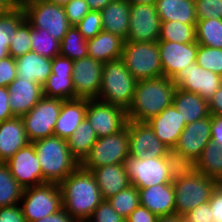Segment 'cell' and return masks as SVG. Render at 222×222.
I'll use <instances>...</instances> for the list:
<instances>
[{
    "label": "cell",
    "instance_id": "6da1fadb",
    "mask_svg": "<svg viewBox=\"0 0 222 222\" xmlns=\"http://www.w3.org/2000/svg\"><path fill=\"white\" fill-rule=\"evenodd\" d=\"M63 209L74 220H88L104 200L95 177L80 165L59 183Z\"/></svg>",
    "mask_w": 222,
    "mask_h": 222
},
{
    "label": "cell",
    "instance_id": "7a4b0ae2",
    "mask_svg": "<svg viewBox=\"0 0 222 222\" xmlns=\"http://www.w3.org/2000/svg\"><path fill=\"white\" fill-rule=\"evenodd\" d=\"M177 87L172 79L165 76L154 79L138 80L133 101L127 109L130 121L147 122L171 106Z\"/></svg>",
    "mask_w": 222,
    "mask_h": 222
},
{
    "label": "cell",
    "instance_id": "3957f363",
    "mask_svg": "<svg viewBox=\"0 0 222 222\" xmlns=\"http://www.w3.org/2000/svg\"><path fill=\"white\" fill-rule=\"evenodd\" d=\"M220 182L194 170L181 166L173 179L176 214L184 216L200 204L209 202L213 191Z\"/></svg>",
    "mask_w": 222,
    "mask_h": 222
},
{
    "label": "cell",
    "instance_id": "277c9868",
    "mask_svg": "<svg viewBox=\"0 0 222 222\" xmlns=\"http://www.w3.org/2000/svg\"><path fill=\"white\" fill-rule=\"evenodd\" d=\"M41 165L43 183H60L80 163L71 155L67 140L51 136L31 142Z\"/></svg>",
    "mask_w": 222,
    "mask_h": 222
},
{
    "label": "cell",
    "instance_id": "5b68a950",
    "mask_svg": "<svg viewBox=\"0 0 222 222\" xmlns=\"http://www.w3.org/2000/svg\"><path fill=\"white\" fill-rule=\"evenodd\" d=\"M123 165L130 185L137 189L172 183L181 167L174 157L139 159L128 156Z\"/></svg>",
    "mask_w": 222,
    "mask_h": 222
},
{
    "label": "cell",
    "instance_id": "8992f818",
    "mask_svg": "<svg viewBox=\"0 0 222 222\" xmlns=\"http://www.w3.org/2000/svg\"><path fill=\"white\" fill-rule=\"evenodd\" d=\"M136 84L137 80L122 59L103 63L98 99L127 111L133 101Z\"/></svg>",
    "mask_w": 222,
    "mask_h": 222
},
{
    "label": "cell",
    "instance_id": "52a82bcc",
    "mask_svg": "<svg viewBox=\"0 0 222 222\" xmlns=\"http://www.w3.org/2000/svg\"><path fill=\"white\" fill-rule=\"evenodd\" d=\"M121 59L137 81L163 76L158 42L125 41Z\"/></svg>",
    "mask_w": 222,
    "mask_h": 222
},
{
    "label": "cell",
    "instance_id": "ba28073f",
    "mask_svg": "<svg viewBox=\"0 0 222 222\" xmlns=\"http://www.w3.org/2000/svg\"><path fill=\"white\" fill-rule=\"evenodd\" d=\"M20 202L26 222H35L63 208L58 183H44L25 188Z\"/></svg>",
    "mask_w": 222,
    "mask_h": 222
},
{
    "label": "cell",
    "instance_id": "9c48e42d",
    "mask_svg": "<svg viewBox=\"0 0 222 222\" xmlns=\"http://www.w3.org/2000/svg\"><path fill=\"white\" fill-rule=\"evenodd\" d=\"M22 7L32 27L46 30L60 42L71 27L63 6L47 0H30Z\"/></svg>",
    "mask_w": 222,
    "mask_h": 222
},
{
    "label": "cell",
    "instance_id": "30bf717a",
    "mask_svg": "<svg viewBox=\"0 0 222 222\" xmlns=\"http://www.w3.org/2000/svg\"><path fill=\"white\" fill-rule=\"evenodd\" d=\"M129 156L128 128L105 137L97 138L91 150L80 163L86 170L111 164H123Z\"/></svg>",
    "mask_w": 222,
    "mask_h": 222
},
{
    "label": "cell",
    "instance_id": "8fae6325",
    "mask_svg": "<svg viewBox=\"0 0 222 222\" xmlns=\"http://www.w3.org/2000/svg\"><path fill=\"white\" fill-rule=\"evenodd\" d=\"M211 115L187 124L183 129L172 156L180 166H192L211 141Z\"/></svg>",
    "mask_w": 222,
    "mask_h": 222
},
{
    "label": "cell",
    "instance_id": "7c38bea8",
    "mask_svg": "<svg viewBox=\"0 0 222 222\" xmlns=\"http://www.w3.org/2000/svg\"><path fill=\"white\" fill-rule=\"evenodd\" d=\"M63 101L43 96L26 115L21 117L29 142L54 136Z\"/></svg>",
    "mask_w": 222,
    "mask_h": 222
},
{
    "label": "cell",
    "instance_id": "4fadbf2b",
    "mask_svg": "<svg viewBox=\"0 0 222 222\" xmlns=\"http://www.w3.org/2000/svg\"><path fill=\"white\" fill-rule=\"evenodd\" d=\"M129 156L139 159L173 157L147 122L127 121Z\"/></svg>",
    "mask_w": 222,
    "mask_h": 222
},
{
    "label": "cell",
    "instance_id": "5bb4252c",
    "mask_svg": "<svg viewBox=\"0 0 222 222\" xmlns=\"http://www.w3.org/2000/svg\"><path fill=\"white\" fill-rule=\"evenodd\" d=\"M85 118L93 127L97 138L121 131L127 124V111L99 99H88Z\"/></svg>",
    "mask_w": 222,
    "mask_h": 222
},
{
    "label": "cell",
    "instance_id": "9a60e30c",
    "mask_svg": "<svg viewBox=\"0 0 222 222\" xmlns=\"http://www.w3.org/2000/svg\"><path fill=\"white\" fill-rule=\"evenodd\" d=\"M172 82L177 88L196 93L209 101L222 85V77L194 62L179 71L172 78Z\"/></svg>",
    "mask_w": 222,
    "mask_h": 222
},
{
    "label": "cell",
    "instance_id": "2e32d148",
    "mask_svg": "<svg viewBox=\"0 0 222 222\" xmlns=\"http://www.w3.org/2000/svg\"><path fill=\"white\" fill-rule=\"evenodd\" d=\"M161 20L154 4L130 5L129 32L125 41L157 42Z\"/></svg>",
    "mask_w": 222,
    "mask_h": 222
},
{
    "label": "cell",
    "instance_id": "e0dca14e",
    "mask_svg": "<svg viewBox=\"0 0 222 222\" xmlns=\"http://www.w3.org/2000/svg\"><path fill=\"white\" fill-rule=\"evenodd\" d=\"M102 68V62L89 56L73 62L72 78L75 99H98Z\"/></svg>",
    "mask_w": 222,
    "mask_h": 222
},
{
    "label": "cell",
    "instance_id": "ac0fdd59",
    "mask_svg": "<svg viewBox=\"0 0 222 222\" xmlns=\"http://www.w3.org/2000/svg\"><path fill=\"white\" fill-rule=\"evenodd\" d=\"M5 163L23 189L44 184L41 165L31 142L18 150Z\"/></svg>",
    "mask_w": 222,
    "mask_h": 222
},
{
    "label": "cell",
    "instance_id": "d6986e66",
    "mask_svg": "<svg viewBox=\"0 0 222 222\" xmlns=\"http://www.w3.org/2000/svg\"><path fill=\"white\" fill-rule=\"evenodd\" d=\"M73 60L61 55L52 59L51 75L42 85L43 96L62 100L75 99L73 85Z\"/></svg>",
    "mask_w": 222,
    "mask_h": 222
},
{
    "label": "cell",
    "instance_id": "ffe728a7",
    "mask_svg": "<svg viewBox=\"0 0 222 222\" xmlns=\"http://www.w3.org/2000/svg\"><path fill=\"white\" fill-rule=\"evenodd\" d=\"M163 76L172 79L187 65L196 62L198 44L157 41Z\"/></svg>",
    "mask_w": 222,
    "mask_h": 222
},
{
    "label": "cell",
    "instance_id": "44dd1931",
    "mask_svg": "<svg viewBox=\"0 0 222 222\" xmlns=\"http://www.w3.org/2000/svg\"><path fill=\"white\" fill-rule=\"evenodd\" d=\"M9 107L14 117L26 115L43 97L40 83L16 78L7 86Z\"/></svg>",
    "mask_w": 222,
    "mask_h": 222
},
{
    "label": "cell",
    "instance_id": "7402d4cb",
    "mask_svg": "<svg viewBox=\"0 0 222 222\" xmlns=\"http://www.w3.org/2000/svg\"><path fill=\"white\" fill-rule=\"evenodd\" d=\"M147 123L159 140L171 151L176 146L179 136L186 126L185 121L173 104L159 115L150 118Z\"/></svg>",
    "mask_w": 222,
    "mask_h": 222
},
{
    "label": "cell",
    "instance_id": "603a6c76",
    "mask_svg": "<svg viewBox=\"0 0 222 222\" xmlns=\"http://www.w3.org/2000/svg\"><path fill=\"white\" fill-rule=\"evenodd\" d=\"M138 190L140 205L145 206L158 217L176 214V196L172 183L159 184Z\"/></svg>",
    "mask_w": 222,
    "mask_h": 222
},
{
    "label": "cell",
    "instance_id": "cb8c5ba5",
    "mask_svg": "<svg viewBox=\"0 0 222 222\" xmlns=\"http://www.w3.org/2000/svg\"><path fill=\"white\" fill-rule=\"evenodd\" d=\"M30 143L21 117L0 122V162H7L18 150Z\"/></svg>",
    "mask_w": 222,
    "mask_h": 222
},
{
    "label": "cell",
    "instance_id": "d4e9b609",
    "mask_svg": "<svg viewBox=\"0 0 222 222\" xmlns=\"http://www.w3.org/2000/svg\"><path fill=\"white\" fill-rule=\"evenodd\" d=\"M88 99L64 100L54 128V136L67 140L85 119Z\"/></svg>",
    "mask_w": 222,
    "mask_h": 222
},
{
    "label": "cell",
    "instance_id": "484cf974",
    "mask_svg": "<svg viewBox=\"0 0 222 222\" xmlns=\"http://www.w3.org/2000/svg\"><path fill=\"white\" fill-rule=\"evenodd\" d=\"M90 171L95 177L104 200L130 186V181L123 164L100 166Z\"/></svg>",
    "mask_w": 222,
    "mask_h": 222
},
{
    "label": "cell",
    "instance_id": "4316f807",
    "mask_svg": "<svg viewBox=\"0 0 222 222\" xmlns=\"http://www.w3.org/2000/svg\"><path fill=\"white\" fill-rule=\"evenodd\" d=\"M125 39L110 32L101 31L87 40L88 56L102 63L122 58Z\"/></svg>",
    "mask_w": 222,
    "mask_h": 222
},
{
    "label": "cell",
    "instance_id": "83f0119b",
    "mask_svg": "<svg viewBox=\"0 0 222 222\" xmlns=\"http://www.w3.org/2000/svg\"><path fill=\"white\" fill-rule=\"evenodd\" d=\"M186 125L210 116L209 102L200 95L176 88L172 103Z\"/></svg>",
    "mask_w": 222,
    "mask_h": 222
},
{
    "label": "cell",
    "instance_id": "f1b7e54d",
    "mask_svg": "<svg viewBox=\"0 0 222 222\" xmlns=\"http://www.w3.org/2000/svg\"><path fill=\"white\" fill-rule=\"evenodd\" d=\"M16 60L17 78L43 85L51 75L52 59L30 51Z\"/></svg>",
    "mask_w": 222,
    "mask_h": 222
},
{
    "label": "cell",
    "instance_id": "f546056e",
    "mask_svg": "<svg viewBox=\"0 0 222 222\" xmlns=\"http://www.w3.org/2000/svg\"><path fill=\"white\" fill-rule=\"evenodd\" d=\"M100 13L103 31L116 34L126 40L129 32L130 4L126 0H114Z\"/></svg>",
    "mask_w": 222,
    "mask_h": 222
},
{
    "label": "cell",
    "instance_id": "4dcf8cb0",
    "mask_svg": "<svg viewBox=\"0 0 222 222\" xmlns=\"http://www.w3.org/2000/svg\"><path fill=\"white\" fill-rule=\"evenodd\" d=\"M155 6L161 21L197 23L195 0H157Z\"/></svg>",
    "mask_w": 222,
    "mask_h": 222
},
{
    "label": "cell",
    "instance_id": "1f68e13d",
    "mask_svg": "<svg viewBox=\"0 0 222 222\" xmlns=\"http://www.w3.org/2000/svg\"><path fill=\"white\" fill-rule=\"evenodd\" d=\"M25 20L26 14L23 7H10L0 15V59L9 56V43Z\"/></svg>",
    "mask_w": 222,
    "mask_h": 222
},
{
    "label": "cell",
    "instance_id": "d6a6232c",
    "mask_svg": "<svg viewBox=\"0 0 222 222\" xmlns=\"http://www.w3.org/2000/svg\"><path fill=\"white\" fill-rule=\"evenodd\" d=\"M191 167L222 183V147L210 141Z\"/></svg>",
    "mask_w": 222,
    "mask_h": 222
},
{
    "label": "cell",
    "instance_id": "836d02e7",
    "mask_svg": "<svg viewBox=\"0 0 222 222\" xmlns=\"http://www.w3.org/2000/svg\"><path fill=\"white\" fill-rule=\"evenodd\" d=\"M96 141L97 135L89 121L85 118L67 139V144L71 155L81 163Z\"/></svg>",
    "mask_w": 222,
    "mask_h": 222
},
{
    "label": "cell",
    "instance_id": "e575fe53",
    "mask_svg": "<svg viewBox=\"0 0 222 222\" xmlns=\"http://www.w3.org/2000/svg\"><path fill=\"white\" fill-rule=\"evenodd\" d=\"M24 189L10 173L8 165L0 162V207L20 203Z\"/></svg>",
    "mask_w": 222,
    "mask_h": 222
},
{
    "label": "cell",
    "instance_id": "d590c367",
    "mask_svg": "<svg viewBox=\"0 0 222 222\" xmlns=\"http://www.w3.org/2000/svg\"><path fill=\"white\" fill-rule=\"evenodd\" d=\"M195 31L197 44L222 49V20H197Z\"/></svg>",
    "mask_w": 222,
    "mask_h": 222
},
{
    "label": "cell",
    "instance_id": "8d00e7d4",
    "mask_svg": "<svg viewBox=\"0 0 222 222\" xmlns=\"http://www.w3.org/2000/svg\"><path fill=\"white\" fill-rule=\"evenodd\" d=\"M158 41L194 43L196 42L195 25L184 24L180 21H161Z\"/></svg>",
    "mask_w": 222,
    "mask_h": 222
},
{
    "label": "cell",
    "instance_id": "74e56055",
    "mask_svg": "<svg viewBox=\"0 0 222 222\" xmlns=\"http://www.w3.org/2000/svg\"><path fill=\"white\" fill-rule=\"evenodd\" d=\"M59 55L70 58L73 61L88 56L87 40L76 26H71L60 42Z\"/></svg>",
    "mask_w": 222,
    "mask_h": 222
},
{
    "label": "cell",
    "instance_id": "f35d334b",
    "mask_svg": "<svg viewBox=\"0 0 222 222\" xmlns=\"http://www.w3.org/2000/svg\"><path fill=\"white\" fill-rule=\"evenodd\" d=\"M31 50L39 55L53 59L60 54V41L46 30L36 29L30 24Z\"/></svg>",
    "mask_w": 222,
    "mask_h": 222
},
{
    "label": "cell",
    "instance_id": "ab89813d",
    "mask_svg": "<svg viewBox=\"0 0 222 222\" xmlns=\"http://www.w3.org/2000/svg\"><path fill=\"white\" fill-rule=\"evenodd\" d=\"M139 190L130 185L107 199L112 208L125 220L140 205Z\"/></svg>",
    "mask_w": 222,
    "mask_h": 222
},
{
    "label": "cell",
    "instance_id": "60d3db41",
    "mask_svg": "<svg viewBox=\"0 0 222 222\" xmlns=\"http://www.w3.org/2000/svg\"><path fill=\"white\" fill-rule=\"evenodd\" d=\"M196 63L222 77V49L198 44Z\"/></svg>",
    "mask_w": 222,
    "mask_h": 222
},
{
    "label": "cell",
    "instance_id": "b9f144b4",
    "mask_svg": "<svg viewBox=\"0 0 222 222\" xmlns=\"http://www.w3.org/2000/svg\"><path fill=\"white\" fill-rule=\"evenodd\" d=\"M32 51L30 38V23L25 20L17 29L15 37L9 43L8 53L14 59Z\"/></svg>",
    "mask_w": 222,
    "mask_h": 222
},
{
    "label": "cell",
    "instance_id": "7bdbcfd3",
    "mask_svg": "<svg viewBox=\"0 0 222 222\" xmlns=\"http://www.w3.org/2000/svg\"><path fill=\"white\" fill-rule=\"evenodd\" d=\"M76 27L86 40L94 38L103 30V22L100 11L88 12L76 25Z\"/></svg>",
    "mask_w": 222,
    "mask_h": 222
},
{
    "label": "cell",
    "instance_id": "ee69618b",
    "mask_svg": "<svg viewBox=\"0 0 222 222\" xmlns=\"http://www.w3.org/2000/svg\"><path fill=\"white\" fill-rule=\"evenodd\" d=\"M197 20H222V0H195Z\"/></svg>",
    "mask_w": 222,
    "mask_h": 222
},
{
    "label": "cell",
    "instance_id": "f6af8a7d",
    "mask_svg": "<svg viewBox=\"0 0 222 222\" xmlns=\"http://www.w3.org/2000/svg\"><path fill=\"white\" fill-rule=\"evenodd\" d=\"M88 220L90 222H125V219L112 208L107 200H103L96 207Z\"/></svg>",
    "mask_w": 222,
    "mask_h": 222
},
{
    "label": "cell",
    "instance_id": "bcb514c9",
    "mask_svg": "<svg viewBox=\"0 0 222 222\" xmlns=\"http://www.w3.org/2000/svg\"><path fill=\"white\" fill-rule=\"evenodd\" d=\"M64 10L71 26H76L91 11L86 0H71Z\"/></svg>",
    "mask_w": 222,
    "mask_h": 222
},
{
    "label": "cell",
    "instance_id": "7dc6e473",
    "mask_svg": "<svg viewBox=\"0 0 222 222\" xmlns=\"http://www.w3.org/2000/svg\"><path fill=\"white\" fill-rule=\"evenodd\" d=\"M16 78V60L10 55L0 59V86L7 87Z\"/></svg>",
    "mask_w": 222,
    "mask_h": 222
},
{
    "label": "cell",
    "instance_id": "c3c4849f",
    "mask_svg": "<svg viewBox=\"0 0 222 222\" xmlns=\"http://www.w3.org/2000/svg\"><path fill=\"white\" fill-rule=\"evenodd\" d=\"M185 222H213L209 202L200 204L184 215Z\"/></svg>",
    "mask_w": 222,
    "mask_h": 222
},
{
    "label": "cell",
    "instance_id": "681fc988",
    "mask_svg": "<svg viewBox=\"0 0 222 222\" xmlns=\"http://www.w3.org/2000/svg\"><path fill=\"white\" fill-rule=\"evenodd\" d=\"M213 222H222V183H219L209 200Z\"/></svg>",
    "mask_w": 222,
    "mask_h": 222
},
{
    "label": "cell",
    "instance_id": "f907efd6",
    "mask_svg": "<svg viewBox=\"0 0 222 222\" xmlns=\"http://www.w3.org/2000/svg\"><path fill=\"white\" fill-rule=\"evenodd\" d=\"M0 222H26L20 205L0 207Z\"/></svg>",
    "mask_w": 222,
    "mask_h": 222
},
{
    "label": "cell",
    "instance_id": "816d5d0a",
    "mask_svg": "<svg viewBox=\"0 0 222 222\" xmlns=\"http://www.w3.org/2000/svg\"><path fill=\"white\" fill-rule=\"evenodd\" d=\"M158 216L145 206L139 205L125 220V222H156Z\"/></svg>",
    "mask_w": 222,
    "mask_h": 222
},
{
    "label": "cell",
    "instance_id": "f5cc1de1",
    "mask_svg": "<svg viewBox=\"0 0 222 222\" xmlns=\"http://www.w3.org/2000/svg\"><path fill=\"white\" fill-rule=\"evenodd\" d=\"M9 91L7 87L0 86V122L13 118L9 107Z\"/></svg>",
    "mask_w": 222,
    "mask_h": 222
},
{
    "label": "cell",
    "instance_id": "db71d44e",
    "mask_svg": "<svg viewBox=\"0 0 222 222\" xmlns=\"http://www.w3.org/2000/svg\"><path fill=\"white\" fill-rule=\"evenodd\" d=\"M211 141L222 147V115H211Z\"/></svg>",
    "mask_w": 222,
    "mask_h": 222
},
{
    "label": "cell",
    "instance_id": "11a10c76",
    "mask_svg": "<svg viewBox=\"0 0 222 222\" xmlns=\"http://www.w3.org/2000/svg\"><path fill=\"white\" fill-rule=\"evenodd\" d=\"M208 102L211 115H222V85Z\"/></svg>",
    "mask_w": 222,
    "mask_h": 222
},
{
    "label": "cell",
    "instance_id": "9f6ffc18",
    "mask_svg": "<svg viewBox=\"0 0 222 222\" xmlns=\"http://www.w3.org/2000/svg\"><path fill=\"white\" fill-rule=\"evenodd\" d=\"M35 222H75V220L62 208L60 211Z\"/></svg>",
    "mask_w": 222,
    "mask_h": 222
},
{
    "label": "cell",
    "instance_id": "6f0895ef",
    "mask_svg": "<svg viewBox=\"0 0 222 222\" xmlns=\"http://www.w3.org/2000/svg\"><path fill=\"white\" fill-rule=\"evenodd\" d=\"M91 11H101L105 6L114 0H86Z\"/></svg>",
    "mask_w": 222,
    "mask_h": 222
},
{
    "label": "cell",
    "instance_id": "680465c9",
    "mask_svg": "<svg viewBox=\"0 0 222 222\" xmlns=\"http://www.w3.org/2000/svg\"><path fill=\"white\" fill-rule=\"evenodd\" d=\"M156 222H185L184 216L171 215V216H160L157 218Z\"/></svg>",
    "mask_w": 222,
    "mask_h": 222
},
{
    "label": "cell",
    "instance_id": "91938a15",
    "mask_svg": "<svg viewBox=\"0 0 222 222\" xmlns=\"http://www.w3.org/2000/svg\"><path fill=\"white\" fill-rule=\"evenodd\" d=\"M130 5L136 4H156L157 0H126Z\"/></svg>",
    "mask_w": 222,
    "mask_h": 222
},
{
    "label": "cell",
    "instance_id": "94428289",
    "mask_svg": "<svg viewBox=\"0 0 222 222\" xmlns=\"http://www.w3.org/2000/svg\"><path fill=\"white\" fill-rule=\"evenodd\" d=\"M5 1L10 7H22L23 3L20 0H3Z\"/></svg>",
    "mask_w": 222,
    "mask_h": 222
},
{
    "label": "cell",
    "instance_id": "6125c7cd",
    "mask_svg": "<svg viewBox=\"0 0 222 222\" xmlns=\"http://www.w3.org/2000/svg\"><path fill=\"white\" fill-rule=\"evenodd\" d=\"M10 6L3 0H0V15L6 12Z\"/></svg>",
    "mask_w": 222,
    "mask_h": 222
},
{
    "label": "cell",
    "instance_id": "be15d7a7",
    "mask_svg": "<svg viewBox=\"0 0 222 222\" xmlns=\"http://www.w3.org/2000/svg\"><path fill=\"white\" fill-rule=\"evenodd\" d=\"M47 1L64 7L71 0H47Z\"/></svg>",
    "mask_w": 222,
    "mask_h": 222
},
{
    "label": "cell",
    "instance_id": "e7e4bbea",
    "mask_svg": "<svg viewBox=\"0 0 222 222\" xmlns=\"http://www.w3.org/2000/svg\"><path fill=\"white\" fill-rule=\"evenodd\" d=\"M75 222H90L89 220H75Z\"/></svg>",
    "mask_w": 222,
    "mask_h": 222
},
{
    "label": "cell",
    "instance_id": "03108f58",
    "mask_svg": "<svg viewBox=\"0 0 222 222\" xmlns=\"http://www.w3.org/2000/svg\"><path fill=\"white\" fill-rule=\"evenodd\" d=\"M23 4L30 1V0H20Z\"/></svg>",
    "mask_w": 222,
    "mask_h": 222
}]
</instances>
